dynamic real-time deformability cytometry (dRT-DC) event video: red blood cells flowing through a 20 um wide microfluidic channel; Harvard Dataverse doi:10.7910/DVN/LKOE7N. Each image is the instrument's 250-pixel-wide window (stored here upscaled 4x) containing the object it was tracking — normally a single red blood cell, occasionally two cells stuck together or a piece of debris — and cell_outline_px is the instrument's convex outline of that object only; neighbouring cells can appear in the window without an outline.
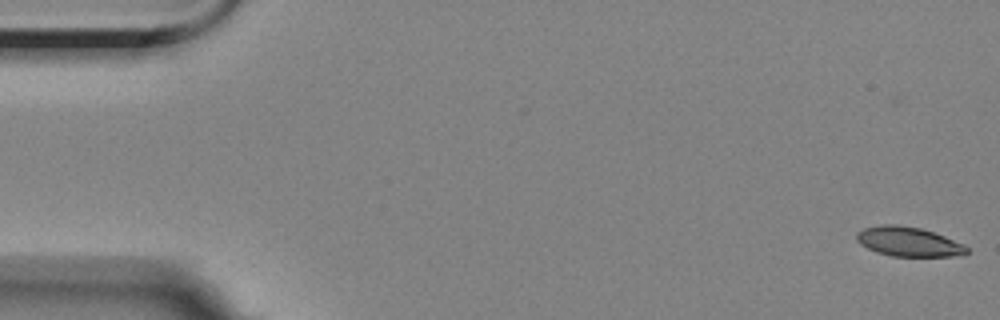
{"species": "Egyptian fruit bat (a non-hibernating species)", "species_latin": "Rousettus aegyptiacus", "temperature_condition": "room temperature", "stored_images_in_passage": 15, "camera_frame_rate_fps": 3000, "um_per_image_px": 0.085, "animal": {"sex": "female"}, "frame": {"image": 1, "passage_image": 1, "time_ms": 0.0, "image_size_px": [1000, 320], "cell_outline_px": [[968, 252], [964, 256], [892, 256], [876, 252], [860, 244], [856, 240], [856, 232], [864, 228], [884, 224], [896, 224], [920, 228], [944, 236], [964, 244], [968, 248]], "centroid_in_image_um": [77.22, 20.55], "position_along_channel_um": 7.8, "area_um2": 18.96}}
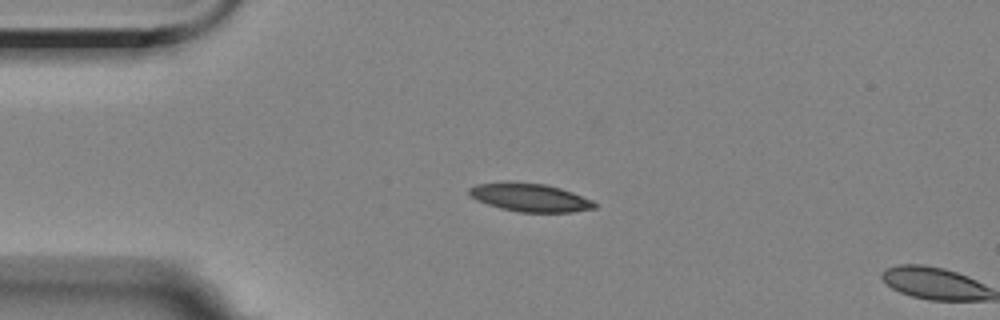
{"frame": {"image": 2, "passage_image": 13, "time_ms": 4.0, "image_size_px": [1000, 320], "cell_outline_px": [[596, 208], [572, 212], [520, 212], [500, 208], [476, 200], [468, 196], [468, 188], [476, 184], [544, 184], [560, 188], [572, 192], [592, 200], [596, 204]], "centroid_in_image_um": [45.06, 16.83], "position_along_channel_um": 39.9, "area_um2": 19.94}}